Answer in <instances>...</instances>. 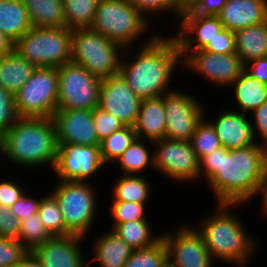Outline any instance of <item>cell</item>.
Masks as SVG:
<instances>
[{"label":"cell","mask_w":267,"mask_h":267,"mask_svg":"<svg viewBox=\"0 0 267 267\" xmlns=\"http://www.w3.org/2000/svg\"><path fill=\"white\" fill-rule=\"evenodd\" d=\"M244 71L259 82L267 85V56L246 63Z\"/></svg>","instance_id":"681fc988"},{"label":"cell","mask_w":267,"mask_h":267,"mask_svg":"<svg viewBox=\"0 0 267 267\" xmlns=\"http://www.w3.org/2000/svg\"><path fill=\"white\" fill-rule=\"evenodd\" d=\"M163 267H175L172 264H170L168 261L163 265Z\"/></svg>","instance_id":"9f6ffc18"},{"label":"cell","mask_w":267,"mask_h":267,"mask_svg":"<svg viewBox=\"0 0 267 267\" xmlns=\"http://www.w3.org/2000/svg\"><path fill=\"white\" fill-rule=\"evenodd\" d=\"M194 95L173 89L163 95L166 116L165 138L190 141L204 117L205 106Z\"/></svg>","instance_id":"5bb4252c"},{"label":"cell","mask_w":267,"mask_h":267,"mask_svg":"<svg viewBox=\"0 0 267 267\" xmlns=\"http://www.w3.org/2000/svg\"><path fill=\"white\" fill-rule=\"evenodd\" d=\"M227 0H197L190 10L201 16H218Z\"/></svg>","instance_id":"c3c4849f"},{"label":"cell","mask_w":267,"mask_h":267,"mask_svg":"<svg viewBox=\"0 0 267 267\" xmlns=\"http://www.w3.org/2000/svg\"><path fill=\"white\" fill-rule=\"evenodd\" d=\"M182 58V68L193 71L208 84L214 87H228L242 74L244 64L235 53L216 54L204 49L192 52H180Z\"/></svg>","instance_id":"7c38bea8"},{"label":"cell","mask_w":267,"mask_h":267,"mask_svg":"<svg viewBox=\"0 0 267 267\" xmlns=\"http://www.w3.org/2000/svg\"><path fill=\"white\" fill-rule=\"evenodd\" d=\"M161 237L167 248V259L175 267H214L213 260L205 245L203 235L192 224L182 225Z\"/></svg>","instance_id":"4fadbf2b"},{"label":"cell","mask_w":267,"mask_h":267,"mask_svg":"<svg viewBox=\"0 0 267 267\" xmlns=\"http://www.w3.org/2000/svg\"><path fill=\"white\" fill-rule=\"evenodd\" d=\"M204 50L216 54L235 53L236 48L234 31L223 28L216 34L215 38L206 45Z\"/></svg>","instance_id":"ee69618b"},{"label":"cell","mask_w":267,"mask_h":267,"mask_svg":"<svg viewBox=\"0 0 267 267\" xmlns=\"http://www.w3.org/2000/svg\"><path fill=\"white\" fill-rule=\"evenodd\" d=\"M153 146L155 172L175 183H198L199 159L190 141L163 138Z\"/></svg>","instance_id":"8fae6325"},{"label":"cell","mask_w":267,"mask_h":267,"mask_svg":"<svg viewBox=\"0 0 267 267\" xmlns=\"http://www.w3.org/2000/svg\"><path fill=\"white\" fill-rule=\"evenodd\" d=\"M169 37L158 32L139 48L124 49L119 74L141 100L161 97L174 89L169 84L177 67L182 68V58L175 36Z\"/></svg>","instance_id":"7a4b0ae2"},{"label":"cell","mask_w":267,"mask_h":267,"mask_svg":"<svg viewBox=\"0 0 267 267\" xmlns=\"http://www.w3.org/2000/svg\"><path fill=\"white\" fill-rule=\"evenodd\" d=\"M28 253L19 240L0 237V267H17Z\"/></svg>","instance_id":"ab89813d"},{"label":"cell","mask_w":267,"mask_h":267,"mask_svg":"<svg viewBox=\"0 0 267 267\" xmlns=\"http://www.w3.org/2000/svg\"><path fill=\"white\" fill-rule=\"evenodd\" d=\"M93 120L100 141L126 126L122 121L102 110L100 107L93 109Z\"/></svg>","instance_id":"b9f144b4"},{"label":"cell","mask_w":267,"mask_h":267,"mask_svg":"<svg viewBox=\"0 0 267 267\" xmlns=\"http://www.w3.org/2000/svg\"><path fill=\"white\" fill-rule=\"evenodd\" d=\"M148 219L130 220L118 224L113 231L116 232L131 248L137 250L155 244L161 234L154 236L152 225ZM152 227V228H151Z\"/></svg>","instance_id":"4dcf8cb0"},{"label":"cell","mask_w":267,"mask_h":267,"mask_svg":"<svg viewBox=\"0 0 267 267\" xmlns=\"http://www.w3.org/2000/svg\"><path fill=\"white\" fill-rule=\"evenodd\" d=\"M42 198H34L28 195L27 192L23 193L19 199L10 207V210L19 220L29 218L33 214L38 213L39 205Z\"/></svg>","instance_id":"bcb514c9"},{"label":"cell","mask_w":267,"mask_h":267,"mask_svg":"<svg viewBox=\"0 0 267 267\" xmlns=\"http://www.w3.org/2000/svg\"><path fill=\"white\" fill-rule=\"evenodd\" d=\"M257 196H261L260 203H262V209L260 213H262L261 215H263V217L267 218V158L265 161L263 175L261 178V185Z\"/></svg>","instance_id":"f907efd6"},{"label":"cell","mask_w":267,"mask_h":267,"mask_svg":"<svg viewBox=\"0 0 267 267\" xmlns=\"http://www.w3.org/2000/svg\"><path fill=\"white\" fill-rule=\"evenodd\" d=\"M223 27L236 31L267 21V0H227L218 15Z\"/></svg>","instance_id":"44dd1931"},{"label":"cell","mask_w":267,"mask_h":267,"mask_svg":"<svg viewBox=\"0 0 267 267\" xmlns=\"http://www.w3.org/2000/svg\"><path fill=\"white\" fill-rule=\"evenodd\" d=\"M227 109V110H226ZM224 108L211 122L221 145L231 149L244 148L256 143L249 114H242L236 109Z\"/></svg>","instance_id":"ffe728a7"},{"label":"cell","mask_w":267,"mask_h":267,"mask_svg":"<svg viewBox=\"0 0 267 267\" xmlns=\"http://www.w3.org/2000/svg\"><path fill=\"white\" fill-rule=\"evenodd\" d=\"M36 68L13 48L0 57V87L15 94L28 81Z\"/></svg>","instance_id":"cb8c5ba5"},{"label":"cell","mask_w":267,"mask_h":267,"mask_svg":"<svg viewBox=\"0 0 267 267\" xmlns=\"http://www.w3.org/2000/svg\"><path fill=\"white\" fill-rule=\"evenodd\" d=\"M141 101L120 74L101 80L99 107L126 126L135 124Z\"/></svg>","instance_id":"2e32d148"},{"label":"cell","mask_w":267,"mask_h":267,"mask_svg":"<svg viewBox=\"0 0 267 267\" xmlns=\"http://www.w3.org/2000/svg\"><path fill=\"white\" fill-rule=\"evenodd\" d=\"M72 30L32 27L14 43V49L36 67L58 68L71 61Z\"/></svg>","instance_id":"ba28073f"},{"label":"cell","mask_w":267,"mask_h":267,"mask_svg":"<svg viewBox=\"0 0 267 267\" xmlns=\"http://www.w3.org/2000/svg\"><path fill=\"white\" fill-rule=\"evenodd\" d=\"M14 97L19 117L52 118L58 103L57 68L37 67Z\"/></svg>","instance_id":"9c48e42d"},{"label":"cell","mask_w":267,"mask_h":267,"mask_svg":"<svg viewBox=\"0 0 267 267\" xmlns=\"http://www.w3.org/2000/svg\"><path fill=\"white\" fill-rule=\"evenodd\" d=\"M4 179L0 180V205L11 207L27 190L23 188L22 183L19 185V182L12 179Z\"/></svg>","instance_id":"7dc6e473"},{"label":"cell","mask_w":267,"mask_h":267,"mask_svg":"<svg viewBox=\"0 0 267 267\" xmlns=\"http://www.w3.org/2000/svg\"><path fill=\"white\" fill-rule=\"evenodd\" d=\"M266 158L267 147L258 143L231 150L222 146L199 161V181L208 183L217 203L246 205L257 197Z\"/></svg>","instance_id":"6da1fadb"},{"label":"cell","mask_w":267,"mask_h":267,"mask_svg":"<svg viewBox=\"0 0 267 267\" xmlns=\"http://www.w3.org/2000/svg\"><path fill=\"white\" fill-rule=\"evenodd\" d=\"M216 205L218 210L203 216L195 227L203 235L205 245L215 262L246 267L251 257L259 251V239L251 237V233L243 226L240 215L233 211V208L243 204Z\"/></svg>","instance_id":"3957f363"},{"label":"cell","mask_w":267,"mask_h":267,"mask_svg":"<svg viewBox=\"0 0 267 267\" xmlns=\"http://www.w3.org/2000/svg\"><path fill=\"white\" fill-rule=\"evenodd\" d=\"M151 151L154 152L152 141L136 138L114 164L123 175H142L146 170L149 171L148 168L155 171L154 153Z\"/></svg>","instance_id":"4316f807"},{"label":"cell","mask_w":267,"mask_h":267,"mask_svg":"<svg viewBox=\"0 0 267 267\" xmlns=\"http://www.w3.org/2000/svg\"><path fill=\"white\" fill-rule=\"evenodd\" d=\"M109 212L113 218L112 230L120 223L130 220L149 219L146 217V205L128 201H111Z\"/></svg>","instance_id":"74e56055"},{"label":"cell","mask_w":267,"mask_h":267,"mask_svg":"<svg viewBox=\"0 0 267 267\" xmlns=\"http://www.w3.org/2000/svg\"><path fill=\"white\" fill-rule=\"evenodd\" d=\"M151 24L133 4L123 0H99L91 29L127 48L150 42L158 34L155 31L147 40L140 38L147 35Z\"/></svg>","instance_id":"5b68a950"},{"label":"cell","mask_w":267,"mask_h":267,"mask_svg":"<svg viewBox=\"0 0 267 267\" xmlns=\"http://www.w3.org/2000/svg\"><path fill=\"white\" fill-rule=\"evenodd\" d=\"M168 261L162 237L153 245L133 250L123 267H163Z\"/></svg>","instance_id":"d590c367"},{"label":"cell","mask_w":267,"mask_h":267,"mask_svg":"<svg viewBox=\"0 0 267 267\" xmlns=\"http://www.w3.org/2000/svg\"><path fill=\"white\" fill-rule=\"evenodd\" d=\"M236 54L242 63H246L267 56V21L236 30Z\"/></svg>","instance_id":"d4e9b609"},{"label":"cell","mask_w":267,"mask_h":267,"mask_svg":"<svg viewBox=\"0 0 267 267\" xmlns=\"http://www.w3.org/2000/svg\"><path fill=\"white\" fill-rule=\"evenodd\" d=\"M21 220H19L10 207L0 205V237L19 240Z\"/></svg>","instance_id":"f6af8a7d"},{"label":"cell","mask_w":267,"mask_h":267,"mask_svg":"<svg viewBox=\"0 0 267 267\" xmlns=\"http://www.w3.org/2000/svg\"><path fill=\"white\" fill-rule=\"evenodd\" d=\"M206 112L207 111L205 109L204 117L197 124L190 140L199 161L205 155H208L209 153H212V151H215L216 149L222 147L220 139L218 138L214 127L206 119Z\"/></svg>","instance_id":"836d02e7"},{"label":"cell","mask_w":267,"mask_h":267,"mask_svg":"<svg viewBox=\"0 0 267 267\" xmlns=\"http://www.w3.org/2000/svg\"><path fill=\"white\" fill-rule=\"evenodd\" d=\"M85 239L75 234L52 236L31 253L42 267H89L82 246Z\"/></svg>","instance_id":"e0dca14e"},{"label":"cell","mask_w":267,"mask_h":267,"mask_svg":"<svg viewBox=\"0 0 267 267\" xmlns=\"http://www.w3.org/2000/svg\"><path fill=\"white\" fill-rule=\"evenodd\" d=\"M106 166L101 158L100 145L58 144L54 168L59 180L92 182L90 178Z\"/></svg>","instance_id":"9a60e30c"},{"label":"cell","mask_w":267,"mask_h":267,"mask_svg":"<svg viewBox=\"0 0 267 267\" xmlns=\"http://www.w3.org/2000/svg\"><path fill=\"white\" fill-rule=\"evenodd\" d=\"M57 109L93 110L99 107L101 79L72 61L57 68Z\"/></svg>","instance_id":"30bf717a"},{"label":"cell","mask_w":267,"mask_h":267,"mask_svg":"<svg viewBox=\"0 0 267 267\" xmlns=\"http://www.w3.org/2000/svg\"><path fill=\"white\" fill-rule=\"evenodd\" d=\"M14 94L0 87V138L19 119Z\"/></svg>","instance_id":"60d3db41"},{"label":"cell","mask_w":267,"mask_h":267,"mask_svg":"<svg viewBox=\"0 0 267 267\" xmlns=\"http://www.w3.org/2000/svg\"><path fill=\"white\" fill-rule=\"evenodd\" d=\"M117 178L112 192V201H128L146 204L151 197L152 189L148 177L144 175H123Z\"/></svg>","instance_id":"f546056e"},{"label":"cell","mask_w":267,"mask_h":267,"mask_svg":"<svg viewBox=\"0 0 267 267\" xmlns=\"http://www.w3.org/2000/svg\"><path fill=\"white\" fill-rule=\"evenodd\" d=\"M177 3L184 9H190L197 0H176Z\"/></svg>","instance_id":"db71d44e"},{"label":"cell","mask_w":267,"mask_h":267,"mask_svg":"<svg viewBox=\"0 0 267 267\" xmlns=\"http://www.w3.org/2000/svg\"><path fill=\"white\" fill-rule=\"evenodd\" d=\"M14 48V43L2 32H0V57L6 55Z\"/></svg>","instance_id":"816d5d0a"},{"label":"cell","mask_w":267,"mask_h":267,"mask_svg":"<svg viewBox=\"0 0 267 267\" xmlns=\"http://www.w3.org/2000/svg\"><path fill=\"white\" fill-rule=\"evenodd\" d=\"M58 151L52 118L20 117L0 138V156L18 168H54ZM4 156V157H3Z\"/></svg>","instance_id":"277c9868"},{"label":"cell","mask_w":267,"mask_h":267,"mask_svg":"<svg viewBox=\"0 0 267 267\" xmlns=\"http://www.w3.org/2000/svg\"><path fill=\"white\" fill-rule=\"evenodd\" d=\"M249 116H252L250 121L256 143L267 147V101L254 109Z\"/></svg>","instance_id":"7bdbcfd3"},{"label":"cell","mask_w":267,"mask_h":267,"mask_svg":"<svg viewBox=\"0 0 267 267\" xmlns=\"http://www.w3.org/2000/svg\"><path fill=\"white\" fill-rule=\"evenodd\" d=\"M99 0H63L66 27L91 28Z\"/></svg>","instance_id":"1f68e13d"},{"label":"cell","mask_w":267,"mask_h":267,"mask_svg":"<svg viewBox=\"0 0 267 267\" xmlns=\"http://www.w3.org/2000/svg\"><path fill=\"white\" fill-rule=\"evenodd\" d=\"M148 20L151 15L159 16L167 13L174 14L178 24L184 9L177 3L176 0H137L133 4ZM154 13V14H153ZM158 15H157V14ZM150 15V16H149ZM149 17V18H148Z\"/></svg>","instance_id":"f35d334b"},{"label":"cell","mask_w":267,"mask_h":267,"mask_svg":"<svg viewBox=\"0 0 267 267\" xmlns=\"http://www.w3.org/2000/svg\"><path fill=\"white\" fill-rule=\"evenodd\" d=\"M51 237L52 235L41 222L38 213L21 221L19 241L29 252Z\"/></svg>","instance_id":"8d00e7d4"},{"label":"cell","mask_w":267,"mask_h":267,"mask_svg":"<svg viewBox=\"0 0 267 267\" xmlns=\"http://www.w3.org/2000/svg\"><path fill=\"white\" fill-rule=\"evenodd\" d=\"M133 128L139 139L154 142L165 138L166 116L163 106V95L141 101Z\"/></svg>","instance_id":"603a6c76"},{"label":"cell","mask_w":267,"mask_h":267,"mask_svg":"<svg viewBox=\"0 0 267 267\" xmlns=\"http://www.w3.org/2000/svg\"><path fill=\"white\" fill-rule=\"evenodd\" d=\"M124 49L91 28L72 30L71 61L101 80L119 74Z\"/></svg>","instance_id":"52a82bcc"},{"label":"cell","mask_w":267,"mask_h":267,"mask_svg":"<svg viewBox=\"0 0 267 267\" xmlns=\"http://www.w3.org/2000/svg\"><path fill=\"white\" fill-rule=\"evenodd\" d=\"M32 27H66L63 0H22Z\"/></svg>","instance_id":"f1b7e54d"},{"label":"cell","mask_w":267,"mask_h":267,"mask_svg":"<svg viewBox=\"0 0 267 267\" xmlns=\"http://www.w3.org/2000/svg\"><path fill=\"white\" fill-rule=\"evenodd\" d=\"M96 186L91 182L59 180L51 194L58 201L65 222V235L87 237L97 220Z\"/></svg>","instance_id":"8992f818"},{"label":"cell","mask_w":267,"mask_h":267,"mask_svg":"<svg viewBox=\"0 0 267 267\" xmlns=\"http://www.w3.org/2000/svg\"><path fill=\"white\" fill-rule=\"evenodd\" d=\"M126 3L134 4L137 0H123Z\"/></svg>","instance_id":"11a10c76"},{"label":"cell","mask_w":267,"mask_h":267,"mask_svg":"<svg viewBox=\"0 0 267 267\" xmlns=\"http://www.w3.org/2000/svg\"><path fill=\"white\" fill-rule=\"evenodd\" d=\"M99 236L93 241L89 267L92 263H97L98 267H123L133 252L132 248L112 229Z\"/></svg>","instance_id":"7402d4cb"},{"label":"cell","mask_w":267,"mask_h":267,"mask_svg":"<svg viewBox=\"0 0 267 267\" xmlns=\"http://www.w3.org/2000/svg\"><path fill=\"white\" fill-rule=\"evenodd\" d=\"M47 192L39 205L38 214L41 222L52 236H65V222L60 206L55 197Z\"/></svg>","instance_id":"e575fe53"},{"label":"cell","mask_w":267,"mask_h":267,"mask_svg":"<svg viewBox=\"0 0 267 267\" xmlns=\"http://www.w3.org/2000/svg\"><path fill=\"white\" fill-rule=\"evenodd\" d=\"M232 87L233 99L237 111L242 114H250L262 103L267 101V85L251 77L245 71L229 86Z\"/></svg>","instance_id":"484cf974"},{"label":"cell","mask_w":267,"mask_h":267,"mask_svg":"<svg viewBox=\"0 0 267 267\" xmlns=\"http://www.w3.org/2000/svg\"><path fill=\"white\" fill-rule=\"evenodd\" d=\"M52 119L58 144L101 145L93 120V110L57 109Z\"/></svg>","instance_id":"ac0fdd59"},{"label":"cell","mask_w":267,"mask_h":267,"mask_svg":"<svg viewBox=\"0 0 267 267\" xmlns=\"http://www.w3.org/2000/svg\"><path fill=\"white\" fill-rule=\"evenodd\" d=\"M174 34L180 52H192L204 49L224 27L218 16H201L190 9L184 10L176 25Z\"/></svg>","instance_id":"d6986e66"},{"label":"cell","mask_w":267,"mask_h":267,"mask_svg":"<svg viewBox=\"0 0 267 267\" xmlns=\"http://www.w3.org/2000/svg\"><path fill=\"white\" fill-rule=\"evenodd\" d=\"M32 28L22 0H0V32L13 43Z\"/></svg>","instance_id":"83f0119b"},{"label":"cell","mask_w":267,"mask_h":267,"mask_svg":"<svg viewBox=\"0 0 267 267\" xmlns=\"http://www.w3.org/2000/svg\"><path fill=\"white\" fill-rule=\"evenodd\" d=\"M17 267H42V265L35 256L29 252Z\"/></svg>","instance_id":"f5cc1de1"},{"label":"cell","mask_w":267,"mask_h":267,"mask_svg":"<svg viewBox=\"0 0 267 267\" xmlns=\"http://www.w3.org/2000/svg\"><path fill=\"white\" fill-rule=\"evenodd\" d=\"M136 138L134 128L125 126L102 140L100 150L103 163L106 166L110 162L111 164L115 163Z\"/></svg>","instance_id":"d6a6232c"}]
</instances>
